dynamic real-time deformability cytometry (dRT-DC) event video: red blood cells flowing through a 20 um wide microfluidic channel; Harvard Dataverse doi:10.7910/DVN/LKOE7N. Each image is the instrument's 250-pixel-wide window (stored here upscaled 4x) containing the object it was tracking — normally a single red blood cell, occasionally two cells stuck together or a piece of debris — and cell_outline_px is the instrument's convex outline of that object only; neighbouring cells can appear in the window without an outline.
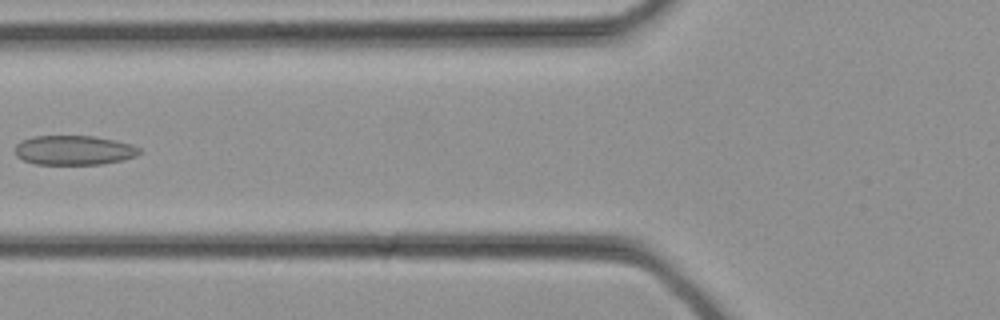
{"species": "common noctule bat (a hibernating species)", "species_latin": "Nyctalus noctula", "temperature_condition": "cold", "stored_images_in_passage": 27, "camera_frame_rate_fps": 3000, "um_per_image_px": 0.085, "animal": {"sex": "female", "body_mass_g": 21.9}, "frame": {"image": 1, "passage_image": 8, "time_ms": 2.333, "image_size_px": [1000, 320], "cell_outline_px": [[140, 152], [136, 156], [124, 160], [100, 164], [36, 164], [24, 160], [16, 156], [16, 144], [20, 140], [32, 136], [92, 136], [116, 140], [132, 144], [140, 148]], "centroid_in_image_um": [6.29, 12.76], "position_along_channel_um": 119.5, "area_um2": 21.44}}
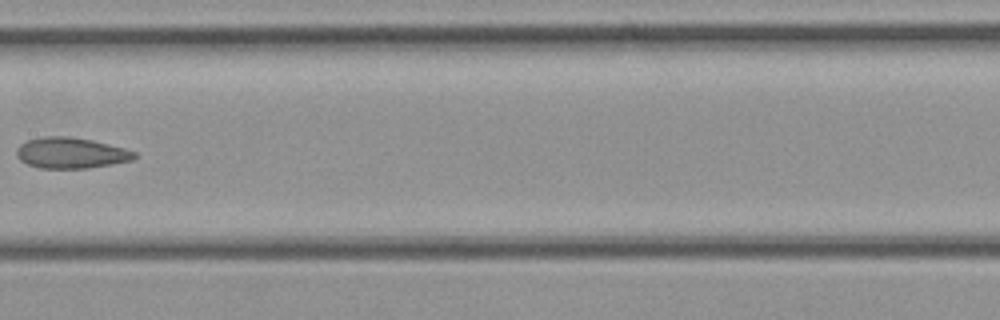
{"frame": {"image": 2, "passage_image": 12, "time_ms": 3.667, "image_size_px": [1000, 320], "cell_outline_px": [[136, 156], [132, 160], [88, 168], [40, 168], [28, 164], [20, 160], [16, 156], [16, 148], [20, 144], [28, 140], [44, 136], [68, 136], [92, 140], [124, 148], [136, 152]], "centroid_in_image_um": [6.0, 12.99], "position_along_channel_um": 201.4, "area_um2": 21.1}}
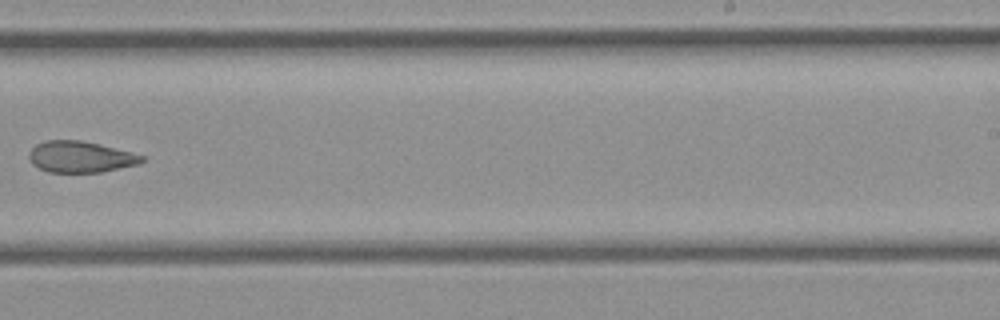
{"frame": {"image": 3, "passage_image": 16, "time_ms": 5.0, "image_size_px": [1000, 320], "cell_outline_px": [[144, 160], [140, 164], [100, 172], [48, 172], [32, 164], [28, 156], [28, 152], [36, 144], [44, 140], [80, 140], [100, 144], [144, 156]], "centroid_in_image_um": [6.81, 13.33], "position_along_channel_um": 282.2, "area_um2": 20.52}}